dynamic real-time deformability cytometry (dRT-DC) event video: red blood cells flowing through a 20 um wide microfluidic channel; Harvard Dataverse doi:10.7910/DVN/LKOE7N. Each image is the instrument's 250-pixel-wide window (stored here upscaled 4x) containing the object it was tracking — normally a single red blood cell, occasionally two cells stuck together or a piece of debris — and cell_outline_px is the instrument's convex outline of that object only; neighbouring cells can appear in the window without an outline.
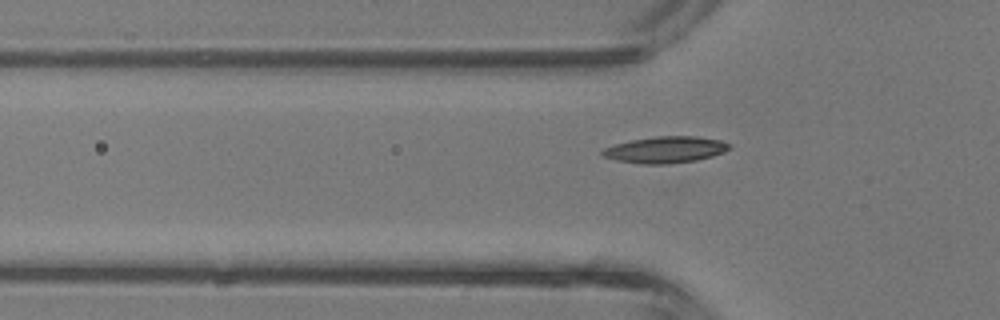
{"species": "common noctule bat (a hibernating species)", "species_latin": "Nyctalus noctula", "temperature_condition": "room temperature", "stored_images_in_passage": 6, "camera_frame_rate_fps": 3000, "um_per_image_px": 0.085, "animal": {"sex": "male", "body_mass_g": 13.3}, "frame": {"image": 1, "passage_image": 6, "time_ms": 1.667, "image_size_px": [1000, 320], "cell_outline_px": [[732, 148], [724, 152], [712, 156], [696, 160], [668, 164], [640, 164], [616, 160], [604, 156], [600, 152], [604, 148], [616, 144], [632, 140], [656, 136], [696, 136], [720, 140], [728, 144]], "centroid_in_image_um": [56.57, 12.73], "position_along_channel_um": 69.2, "area_um2": 19.48}}